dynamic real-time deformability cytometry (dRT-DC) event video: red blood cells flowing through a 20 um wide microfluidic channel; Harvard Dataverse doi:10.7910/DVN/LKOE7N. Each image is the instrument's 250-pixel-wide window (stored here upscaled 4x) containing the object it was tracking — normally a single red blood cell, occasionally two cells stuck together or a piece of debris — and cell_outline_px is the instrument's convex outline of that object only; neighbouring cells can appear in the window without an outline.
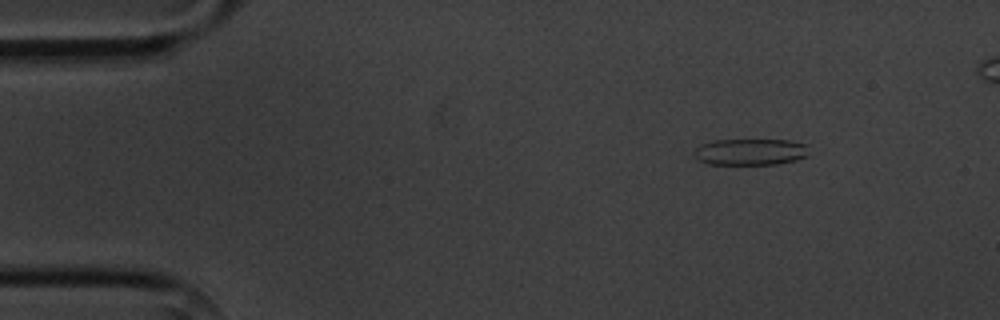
{"species": "common noctule bat (a hibernating species)", "species_latin": "Nyctalus noctula", "temperature_condition": "cold", "stored_images_in_passage": 5, "camera_frame_rate_fps": 3000, "um_per_image_px": 0.085, "animal": {"sex": "male", "body_mass_g": 20.1, "forearm_length_mm": 53.5}, "frame": {"image": 1, "passage_image": 2, "time_ms": 1.0, "image_size_px": [1000, 320], "cell_outline_px": [[808, 156], [796, 160], [776, 164], [708, 164], [696, 160], [696, 148], [704, 144], [716, 140], [788, 140], [804, 144]], "centroid_in_image_um": [63.78, 12.92], "position_along_channel_um": 21.2, "area_um2": 17.4}}